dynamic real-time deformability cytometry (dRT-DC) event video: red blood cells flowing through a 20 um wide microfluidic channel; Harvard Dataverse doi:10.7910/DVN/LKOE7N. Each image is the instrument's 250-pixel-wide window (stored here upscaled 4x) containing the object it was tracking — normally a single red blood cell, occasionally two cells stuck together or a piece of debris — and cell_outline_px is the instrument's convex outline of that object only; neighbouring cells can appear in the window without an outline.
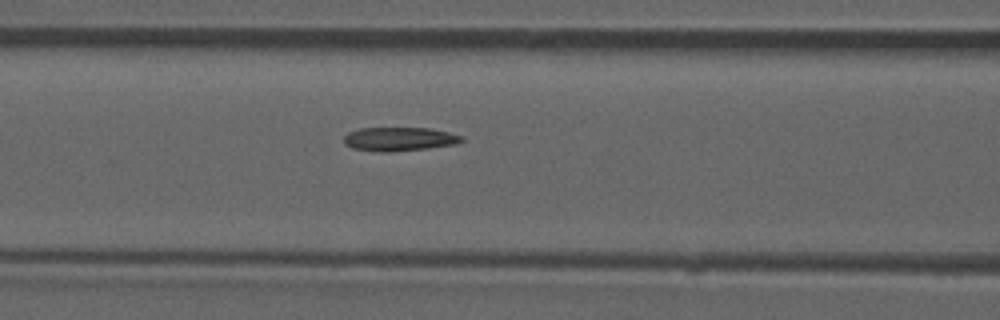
{"species": "common noctule bat (a hibernating species)", "species_latin": "Nyctalus noctula", "temperature_condition": "room temperature", "stored_images_in_passage": 37, "camera_frame_rate_fps": 3000, "um_per_image_px": 0.085, "animal": {"sex": "male", "forearm_length_mm": 52.5}, "frame": {"image": 1, "passage_image": 6, "time_ms": 1.667, "image_size_px": [1000, 320], "cell_outline_px": [[464, 140], [456, 144], [428, 148], [388, 152], [376, 152], [352, 148], [344, 144], [344, 136], [348, 132], [360, 128], [428, 128], [448, 132], [464, 136]], "centroid_in_image_um": [33.92, 11.82], "position_along_channel_um": 132.7, "area_um2": 16.42}, "authors_computed_cell_mechanics": {"area_um2": 16.184, "velocity_mm_per_s": 3.8562, "shape_relaxation_time_tau1_ms": null, "shape_relaxation_time_tau2_ms": 4.7965, "deformation_change_tau1": null, "deformation_change_tau2": 0.0984}}